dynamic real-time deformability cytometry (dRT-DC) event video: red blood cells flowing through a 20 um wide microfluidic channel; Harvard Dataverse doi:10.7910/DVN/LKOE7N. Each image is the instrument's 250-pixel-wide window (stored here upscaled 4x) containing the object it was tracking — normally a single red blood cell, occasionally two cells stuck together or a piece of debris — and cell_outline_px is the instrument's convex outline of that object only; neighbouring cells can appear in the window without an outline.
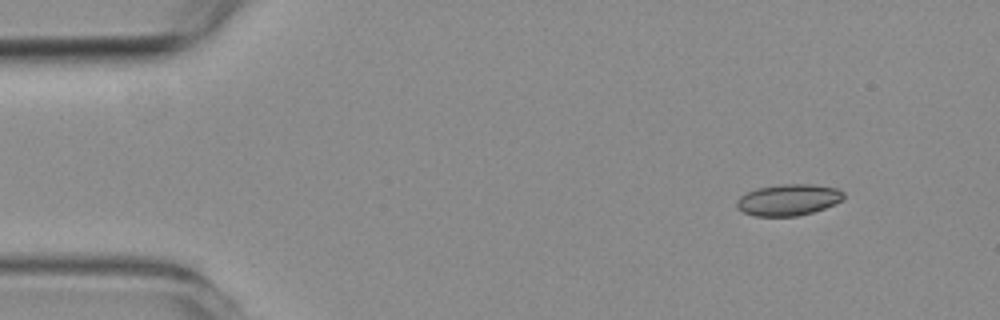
{"species": "common noctule bat (a hibernating species)", "species_latin": "Nyctalus noctula", "temperature_condition": "room temperature", "stored_images_in_passage": 5, "segment_of_instrument_passage": [1, 2], "camera_frame_rate_fps": 3000, "um_per_image_px": 0.085, "animal": {"sex": "female", "body_mass_g": 19.3, "forearm_length_mm": 54.1}, "frame": {"image": 1, "passage_image": 1, "time_ms": 0.0, "image_size_px": [1000, 320], "cell_outline_px": [[844, 196], [840, 200], [824, 208], [812, 212], [796, 216], [752, 216], [736, 208], [736, 200], [740, 196], [756, 188], [784, 184], [812, 184], [836, 188], [844, 192]], "centroid_in_image_um": [66.96, 16.98], "position_along_channel_um": 18.0, "area_um2": 19.42}}
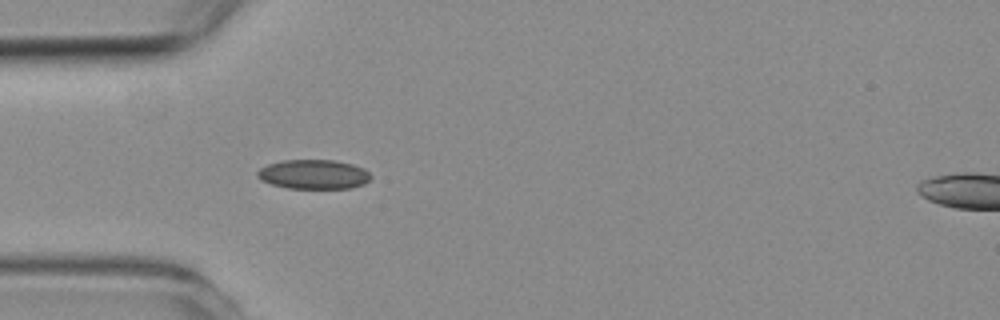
{"frame": {"image": 2, "passage_image": 4, "time_ms": 3.333, "image_size_px": [1000, 320], "cell_outline_px": [[372, 176], [364, 184], [352, 188], [288, 188], [272, 184], [260, 180], [256, 176], [256, 172], [260, 168], [268, 164], [284, 160], [336, 160], [352, 164], [364, 168]], "centroid_in_image_um": [26.65, 14.81], "position_along_channel_um": 58.3, "area_um2": 19.48}}